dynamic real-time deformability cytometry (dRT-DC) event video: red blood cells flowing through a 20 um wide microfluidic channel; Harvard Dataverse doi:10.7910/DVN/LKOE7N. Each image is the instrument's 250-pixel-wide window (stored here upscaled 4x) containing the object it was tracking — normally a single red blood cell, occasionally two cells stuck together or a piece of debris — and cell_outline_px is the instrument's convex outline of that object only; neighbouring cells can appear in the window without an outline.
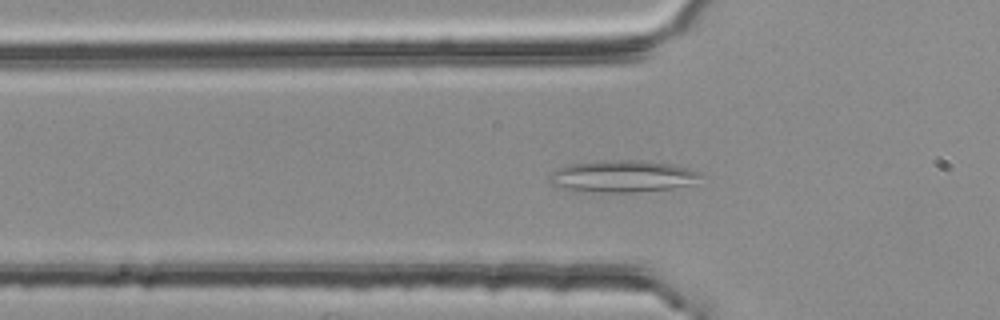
{"species": "common noctule bat (a hibernating species)", "species_latin": "Nyctalus noctula", "temperature_condition": "room temperature", "stored_images_in_passage": 45, "camera_frame_rate_fps": 3000, "um_per_image_px": 0.085, "animal": {"sex": "female", "body_mass_g": 25.1}, "frame": {"image": 1, "passage_image": 16, "time_ms": 5.0, "image_size_px": [1000, 320], "cell_outline_px": [[704, 176], [692, 184], [672, 188], [636, 192], [576, 192], [556, 188], [548, 180], [548, 176], [552, 172], [568, 164], [596, 160], [640, 160], [668, 164], [700, 172]], "centroid_in_image_um": [52.81, 15.0], "position_along_channel_um": 73.0, "area_um2": 28.5}}
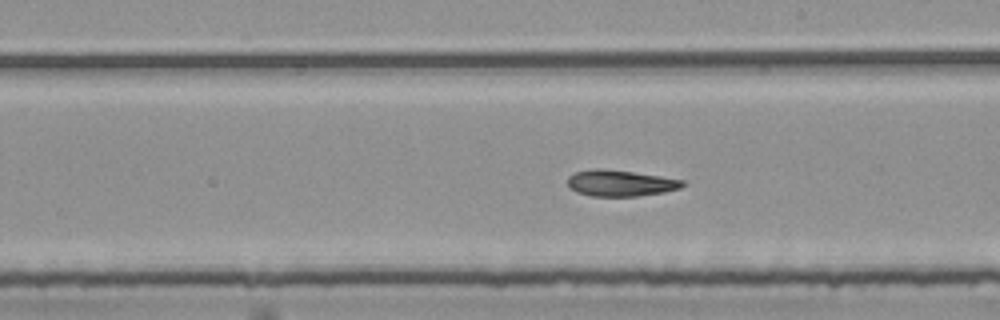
{"frame": {"image": 2, "passage_image": 29, "time_ms": 9.333, "image_size_px": [1000, 320], "cell_outline_px": [[688, 184], [680, 188], [664, 192], [636, 196], [592, 196], [576, 192], [568, 184], [568, 176], [572, 172], [592, 168], [600, 168], [632, 172], [660, 176], [684, 180]], "centroid_in_image_um": [52.73, 15.56], "position_along_channel_um": 236.3, "area_um2": 17.63}}
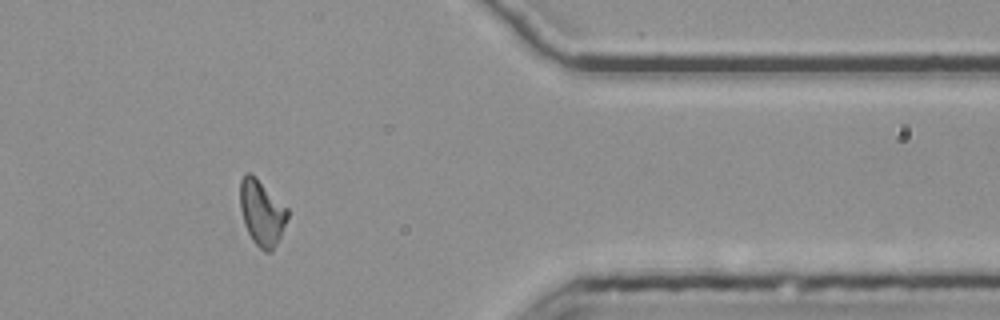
{"frame": {"image": 3, "passage_image": 43, "time_ms": 14.0, "image_size_px": [1000, 320], "cell_outline_px": [[288, 216], [280, 236], [272, 252], [264, 252], [252, 240], [244, 224], [240, 208], [240, 180], [244, 172], [248, 172], [288, 208]], "centroid_in_image_um": [22.23, 18.11], "position_along_channel_um": 389.2, "area_um2": 17.74}, "authors_computed_cell_mechanics": {"area_um2": 18.2648, "velocity_mm_per_s": 3.7621, "shape_relaxation_time_tau1_ms": null, "shape_relaxation_time_tau2_ms": 5.3716, "deformation_change_tau1": null, "deformation_change_tau2": 0.0885}}